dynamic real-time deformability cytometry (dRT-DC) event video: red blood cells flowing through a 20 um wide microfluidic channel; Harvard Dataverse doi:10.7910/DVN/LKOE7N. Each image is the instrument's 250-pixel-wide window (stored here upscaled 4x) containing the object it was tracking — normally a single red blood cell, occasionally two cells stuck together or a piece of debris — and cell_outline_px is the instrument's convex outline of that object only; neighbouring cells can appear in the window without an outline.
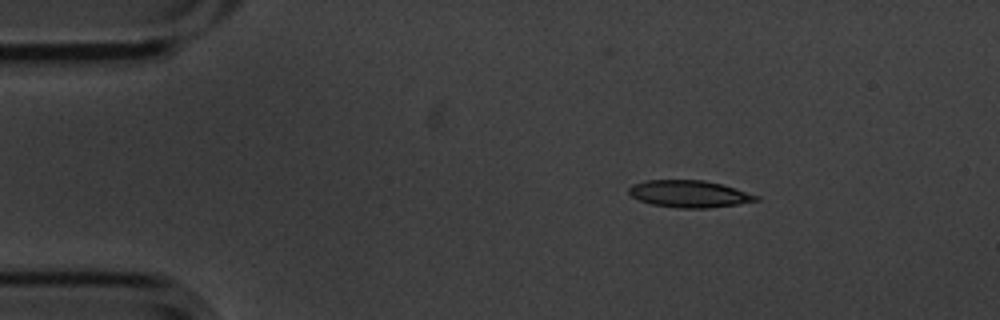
{"species": "common noctule bat (a hibernating species)", "species_latin": "Nyctalus noctula", "temperature_condition": "cold", "stored_images_in_passage": 3, "camera_frame_rate_fps": 3000, "um_per_image_px": 0.085, "animal": {"sex": "male", "body_mass_g": 20.1, "forearm_length_mm": 53.5}, "frame": {"image": 1, "passage_image": 1, "time_ms": 0.0, "image_size_px": [1000, 320], "cell_outline_px": [[760, 200], [736, 204], [708, 208], [680, 208], [652, 204], [640, 200], [632, 196], [628, 192], [628, 188], [632, 184], [644, 180], [704, 180], [720, 184], [760, 196]], "centroid_in_image_um": [58.56, 16.47], "position_along_channel_um": 26.4, "area_um2": 19.88}}